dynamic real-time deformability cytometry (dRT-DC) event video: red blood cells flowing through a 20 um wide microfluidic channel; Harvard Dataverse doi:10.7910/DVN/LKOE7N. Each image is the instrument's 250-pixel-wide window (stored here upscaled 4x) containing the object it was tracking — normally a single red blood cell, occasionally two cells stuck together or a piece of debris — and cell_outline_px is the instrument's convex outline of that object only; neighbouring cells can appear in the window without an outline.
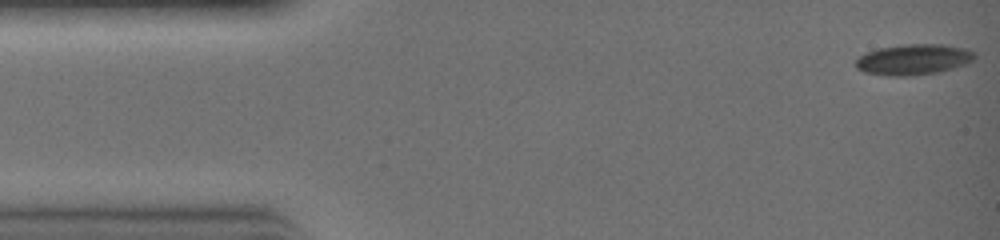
{"species": "common noctule bat (a hibernating species)", "species_latin": "Nyctalus noctula", "temperature_condition": "warm", "stored_images_in_passage": 22, "camera_frame_rate_fps": 3000, "um_per_image_px": 0.085, "animal": {"sex": "female", "body_mass_g": 19.0, "forearm_length_mm": 51.5}, "frame": {"image": 1, "passage_image": 1, "time_ms": 0.0, "image_size_px": [1000, 240], "cell_outline_px": [[976, 56], [964, 64], [936, 72], [904, 76], [896, 76], [864, 72], [856, 68], [856, 60], [860, 56], [868, 52], [880, 48], [908, 44], [940, 44], [960, 48], [972, 52]], "centroid_in_image_um": [77.58, 5.05], "position_along_channel_um": 7.4, "area_um2": 20.46}}
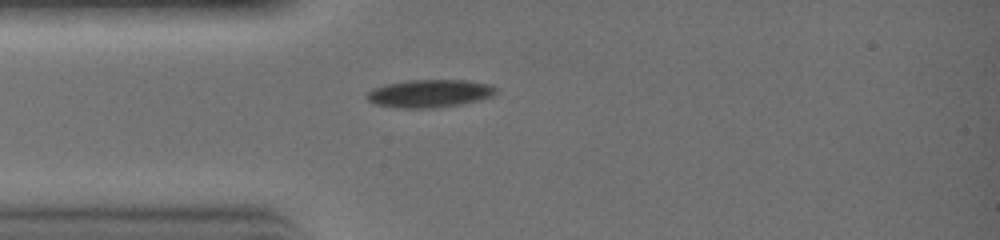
{"frame": {"image": 2, "passage_image": 8, "time_ms": 2.333, "image_size_px": [1000, 240], "cell_outline_px": [[496, 92], [492, 96], [460, 104], [432, 108], [400, 108], [376, 104], [368, 100], [364, 96], [372, 88], [384, 84], [408, 80], [468, 80], [492, 84], [496, 88]], "centroid_in_image_um": [36.49, 7.93], "position_along_channel_um": 48.5, "area_um2": 20.98}}
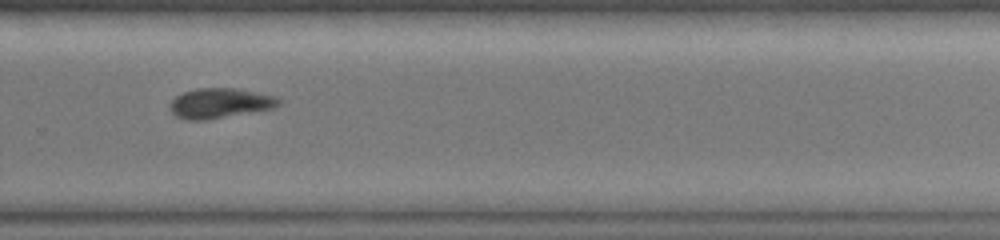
{"frame": {"image": 3, "passage_image": 21, "time_ms": 6.667, "image_size_px": [1000, 240], "cell_outline_px": [[280, 104], [272, 108], [204, 120], [188, 120], [176, 116], [168, 108], [172, 100], [176, 96], [184, 92], [196, 88], [236, 88], [276, 96], [280, 100]], "centroid_in_image_um": [18.66, 8.76], "position_along_channel_um": 311.1, "area_um2": 18.79}}